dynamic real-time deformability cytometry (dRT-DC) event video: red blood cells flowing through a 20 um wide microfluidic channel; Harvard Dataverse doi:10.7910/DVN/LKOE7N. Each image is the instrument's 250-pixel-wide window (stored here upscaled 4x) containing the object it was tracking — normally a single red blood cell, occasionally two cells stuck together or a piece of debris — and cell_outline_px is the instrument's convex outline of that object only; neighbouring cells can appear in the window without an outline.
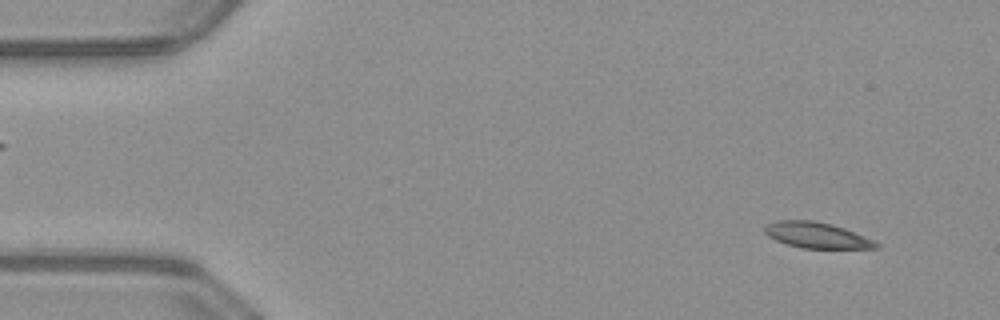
{"species": "common noctule bat (a hibernating species)", "species_latin": "Nyctalus noctula", "temperature_condition": "warm", "stored_images_in_passage": 51, "camera_frame_rate_fps": 3000, "um_per_image_px": 0.085, "animal": {"sex": "male", "body_mass_g": 23.1, "forearm_length_mm": 52.7}, "frame": {"image": 1, "passage_image": 4, "time_ms": 1.0, "image_size_px": [1000, 320], "cell_outline_px": [[880, 248], [804, 248], [788, 244], [776, 240], [768, 236], [764, 232], [764, 224], [776, 220], [812, 220], [832, 224], [844, 228], [864, 236], [880, 244]], "centroid_in_image_um": [69.39, 19.98], "position_along_channel_um": 15.6, "area_um2": 16.7}}
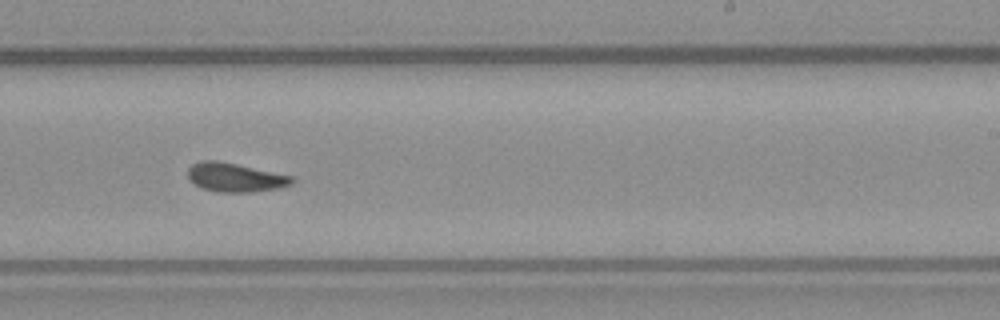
{"frame": {"image": 2, "passage_image": 31, "time_ms": 10.0, "image_size_px": [1000, 320], "cell_outline_px": [[296, 180], [292, 184], [280, 188], [252, 192], [216, 192], [200, 188], [188, 176], [188, 168], [192, 164], [200, 160], [216, 160], [236, 164], [292, 176]], "centroid_in_image_um": [19.99, 15.08], "position_along_channel_um": 269.0, "area_um2": 17.51}}
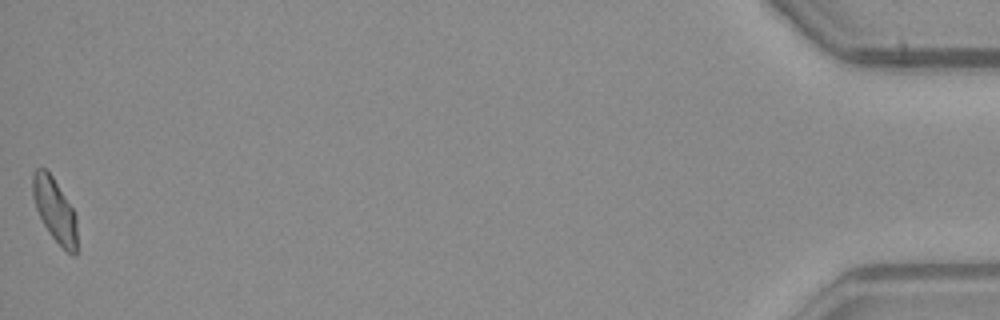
{"frame": {"image": 3, "passage_image": 51, "time_ms": 16.667, "image_size_px": [1000, 320], "cell_outline_px": [[76, 256], [72, 256], [48, 232], [36, 208], [32, 196], [32, 172], [36, 168], [44, 168], [52, 176], [72, 208], [76, 216]], "centroid_in_image_um": [4.63, 17.83], "position_along_channel_um": 430.6, "area_um2": 16.18}, "authors_computed_cell_mechanics": {"area_um2": 17.1666, "velocity_mm_per_s": 4.0158, "shape_relaxation_time_tau1_ms": 6.6146, "shape_relaxation_time_tau2_ms": 2.529, "deformation_change_tau1": 0.1672, "deformation_change_tau2": 0.088}}